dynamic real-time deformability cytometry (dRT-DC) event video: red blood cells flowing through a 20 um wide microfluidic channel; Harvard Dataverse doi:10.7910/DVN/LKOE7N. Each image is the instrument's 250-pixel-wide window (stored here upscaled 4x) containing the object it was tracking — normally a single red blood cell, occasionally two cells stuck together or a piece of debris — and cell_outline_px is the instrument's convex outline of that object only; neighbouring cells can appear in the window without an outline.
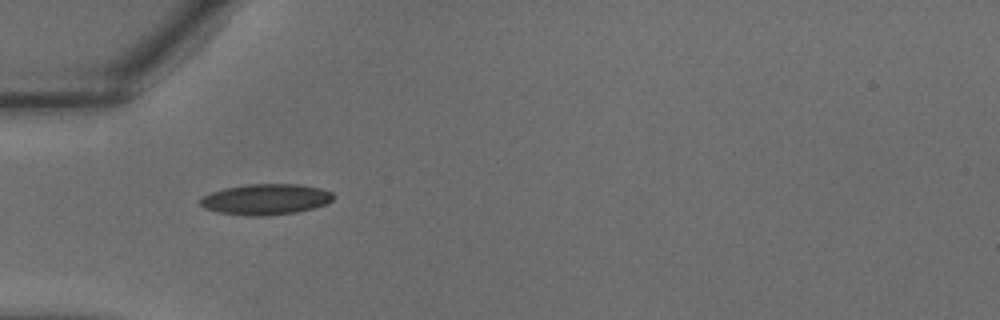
{"species": "common noctule bat (a hibernating species)", "species_latin": "Nyctalus noctula", "temperature_condition": "warm", "stored_images_in_passage": 25, "camera_frame_rate_fps": 3000, "um_per_image_px": 0.085, "animal": {"sex": "male", "body_mass_g": 18.8}, "frame": {"image": 1, "passage_image": 1, "time_ms": 0.0, "image_size_px": [1000, 320], "cell_outline_px": [[336, 196], [332, 200], [324, 204], [312, 208], [296, 212], [264, 216], [244, 216], [216, 212], [204, 208], [200, 204], [200, 200], [204, 196], [212, 192], [224, 188], [248, 184], [300, 184], [320, 188], [332, 192]], "centroid_in_image_um": [22.58, 16.94], "position_along_channel_um": 62.4, "area_um2": 23.93}}
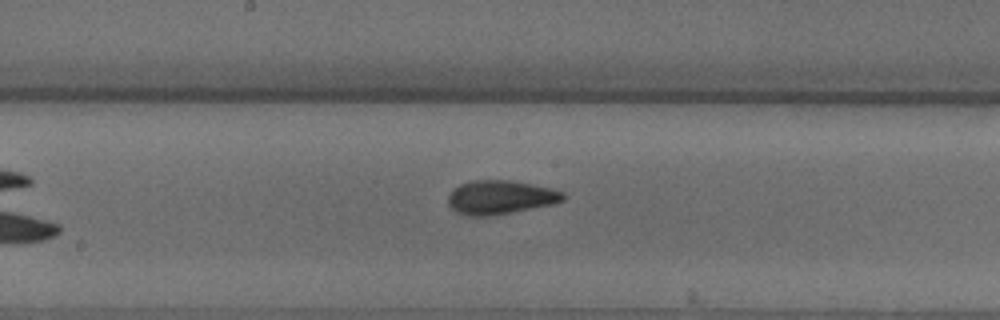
{"frame": {"image": 2, "passage_image": 9, "time_ms": 2.667, "image_size_px": [1000, 320], "cell_outline_px": [[564, 200], [552, 204], [512, 212], [488, 216], [468, 216], [456, 212], [448, 204], [448, 196], [452, 188], [460, 184], [472, 180], [508, 180], [532, 184], [552, 188], [564, 192]], "centroid_in_image_um": [42.5, 16.76], "position_along_channel_um": 205.7, "area_um2": 22.72}}
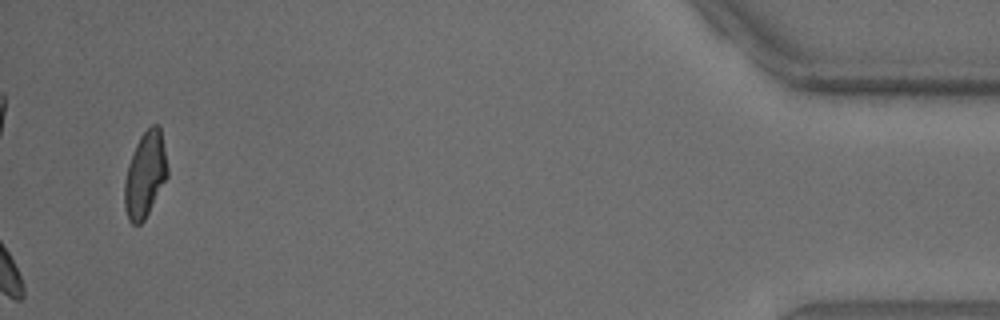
{"frame": {"image": 3, "passage_image": 25, "time_ms": 8.0, "image_size_px": [1000, 320], "cell_outline_px": [[168, 176], [144, 220], [140, 224], [132, 224], [128, 220], [124, 208], [124, 184], [128, 164], [136, 144], [140, 136], [152, 124], [160, 124], [168, 168]], "centroid_in_image_um": [12.34, 14.84], "position_along_channel_um": 422.9, "area_um2": 21.44}}